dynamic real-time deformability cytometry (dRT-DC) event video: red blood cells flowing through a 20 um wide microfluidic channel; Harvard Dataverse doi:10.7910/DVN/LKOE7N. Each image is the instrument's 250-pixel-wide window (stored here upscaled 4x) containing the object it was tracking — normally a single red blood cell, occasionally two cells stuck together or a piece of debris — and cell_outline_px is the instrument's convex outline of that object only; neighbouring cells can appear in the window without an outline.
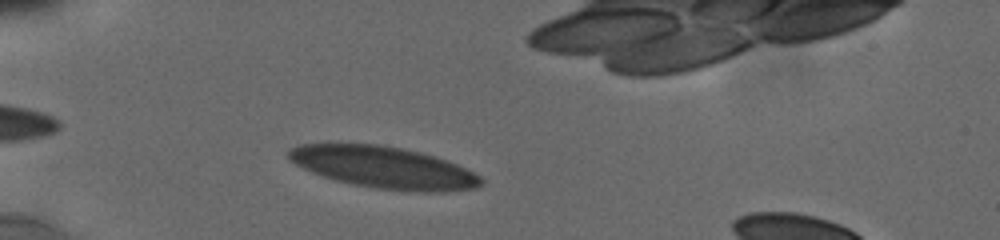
{"species": "human", "species_latin": "Homo sapiens", "temperature_condition": "cold", "stored_images_in_passage": 8, "camera_frame_rate_fps": 3000, "um_per_image_px": 0.085, "donor": {"sex": "male"}, "frame": {"image": 1, "passage_image": 3, "time_ms": 1.0, "image_size_px": [1000, 240], "cell_outline_px": [[484, 184], [476, 188], [444, 192], [408, 192], [376, 188], [352, 184], [336, 180], [312, 172], [296, 164], [288, 156], [288, 148], [300, 144], [376, 144], [400, 148], [420, 152], [456, 164], [480, 176], [484, 180]], "centroid_in_image_um": [32.64, 14.25], "position_along_channel_um": 52.4, "area_um2": 46.59}}
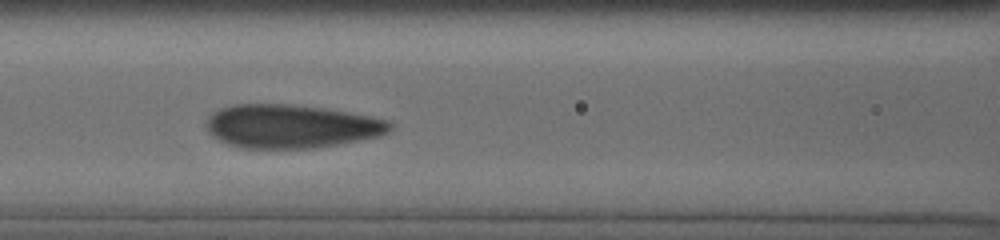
{"frame": {"image": 2, "passage_image": 7, "time_ms": 4.0, "image_size_px": [1000, 240], "cell_outline_px": [[392, 128], [388, 132], [380, 136], [360, 140], [312, 148], [240, 148], [228, 144], [212, 136], [208, 132], [208, 116], [212, 112], [220, 108], [236, 104], [288, 104], [320, 108], [372, 116], [392, 120]], "centroid_in_image_um": [24.76, 10.73], "position_along_channel_um": 141.8, "area_um2": 46.47}}
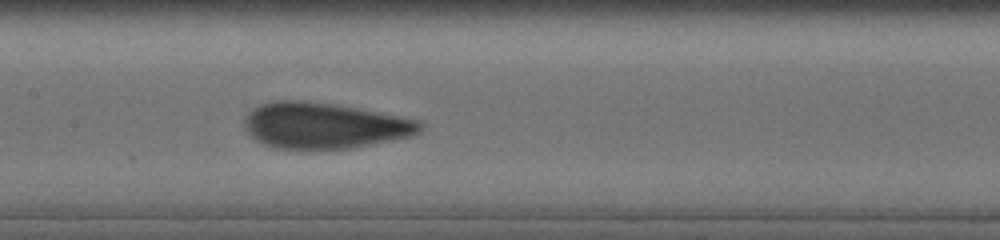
{"frame": {"image": 3, "passage_image": 8, "time_ms": 5.0, "image_size_px": [1000, 240], "cell_outline_px": [[424, 128], [420, 132], [412, 136], [348, 148], [276, 148], [264, 144], [256, 140], [244, 128], [244, 120], [248, 112], [252, 108], [260, 104], [272, 100], [300, 100], [336, 104], [424, 120]], "centroid_in_image_um": [27.59, 10.64], "position_along_channel_um": 179.8, "area_um2": 47.16}}